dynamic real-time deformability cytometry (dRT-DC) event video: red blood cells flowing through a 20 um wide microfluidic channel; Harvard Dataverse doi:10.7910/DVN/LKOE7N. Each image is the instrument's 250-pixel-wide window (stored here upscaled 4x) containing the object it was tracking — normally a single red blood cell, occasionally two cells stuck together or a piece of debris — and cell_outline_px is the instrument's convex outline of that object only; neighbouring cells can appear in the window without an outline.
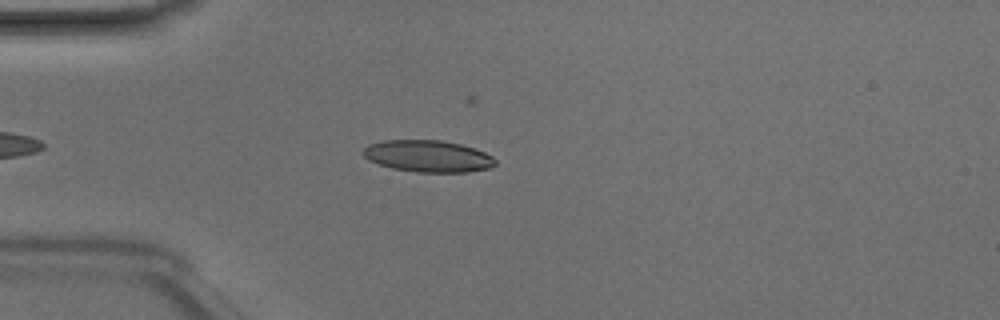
{"species": "Egyptian fruit bat (a non-hibernating species)", "species_latin": "Rousettus aegyptiacus", "temperature_condition": "room temperature", "stored_images_in_passage": 28, "camera_frame_rate_fps": 3000, "um_per_image_px": 0.085, "animal": {"sex": "male"}, "frame": {"image": 1, "passage_image": 4, "time_ms": 1.0, "image_size_px": [1000, 320], "cell_outline_px": [[496, 164], [492, 168], [468, 172], [416, 172], [392, 168], [368, 160], [360, 152], [368, 144], [384, 140], [440, 140], [460, 144], [476, 148], [492, 156], [496, 160]], "centroid_in_image_um": [36.38, 13.27], "position_along_channel_um": 48.6, "area_um2": 24.68}}
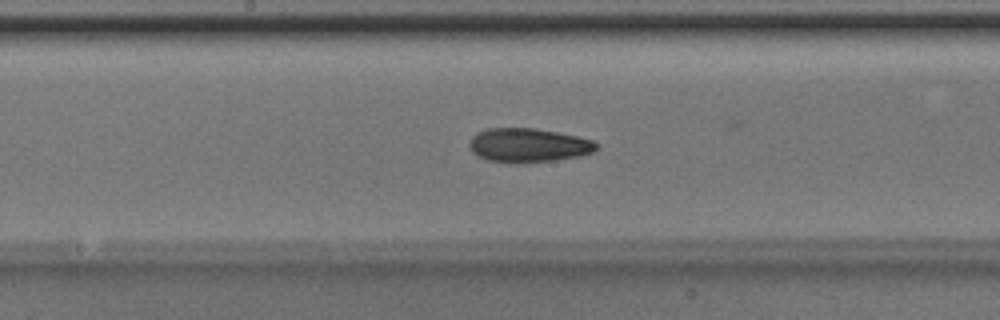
{"frame": {"image": 2, "passage_image": 16, "time_ms": 5.0, "image_size_px": [1000, 320], "cell_outline_px": [[596, 148], [592, 152], [580, 156], [556, 160], [488, 160], [472, 152], [472, 136], [476, 132], [488, 128], [532, 128], [556, 132], [576, 136], [592, 140], [596, 144]], "centroid_in_image_um": [44.93, 12.3], "position_along_channel_um": 203.3, "area_um2": 23.93}}
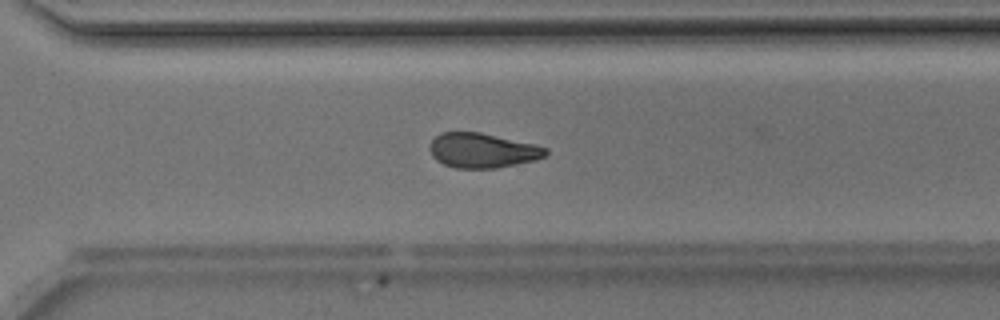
{"frame": {"image": 3, "passage_image": 25, "time_ms": 8.0, "image_size_px": [1000, 320], "cell_outline_px": [[548, 152], [544, 156], [536, 160], [496, 168], [456, 168], [444, 164], [436, 160], [432, 156], [428, 148], [432, 140], [440, 132], [480, 132], [536, 144], [548, 148]], "centroid_in_image_um": [41.0, 12.78], "position_along_channel_um": 329.6, "area_um2": 23.58}}